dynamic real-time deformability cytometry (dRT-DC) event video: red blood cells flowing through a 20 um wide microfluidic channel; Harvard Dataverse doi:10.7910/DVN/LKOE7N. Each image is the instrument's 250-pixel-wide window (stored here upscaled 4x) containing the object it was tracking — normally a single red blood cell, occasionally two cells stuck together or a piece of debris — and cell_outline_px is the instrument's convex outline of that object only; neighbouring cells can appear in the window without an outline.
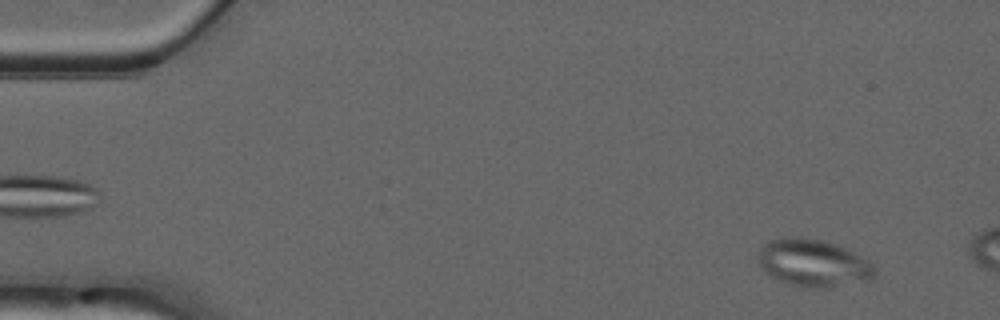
{"species": "common noctule bat (a hibernating species)", "species_latin": "Nyctalus noctula", "temperature_condition": "warm", "stored_images_in_passage": 9, "camera_frame_rate_fps": 3000, "um_per_image_px": 0.085, "animal": {"sex": "male", "forearm_length_mm": 52.5}, "frame": {"image": 1, "passage_image": 4, "time_ms": 1.0, "image_size_px": [1000, 320], "cell_outline_px": [[876, 272], [872, 280], [828, 288], [808, 288], [788, 284], [764, 272], [760, 268], [760, 252], [764, 244], [768, 240], [784, 236], [792, 236], [820, 240], [836, 244], [868, 260], [876, 268]], "centroid_in_image_um": [69.15, 22.37], "position_along_channel_um": 15.9, "area_um2": 32.25}}